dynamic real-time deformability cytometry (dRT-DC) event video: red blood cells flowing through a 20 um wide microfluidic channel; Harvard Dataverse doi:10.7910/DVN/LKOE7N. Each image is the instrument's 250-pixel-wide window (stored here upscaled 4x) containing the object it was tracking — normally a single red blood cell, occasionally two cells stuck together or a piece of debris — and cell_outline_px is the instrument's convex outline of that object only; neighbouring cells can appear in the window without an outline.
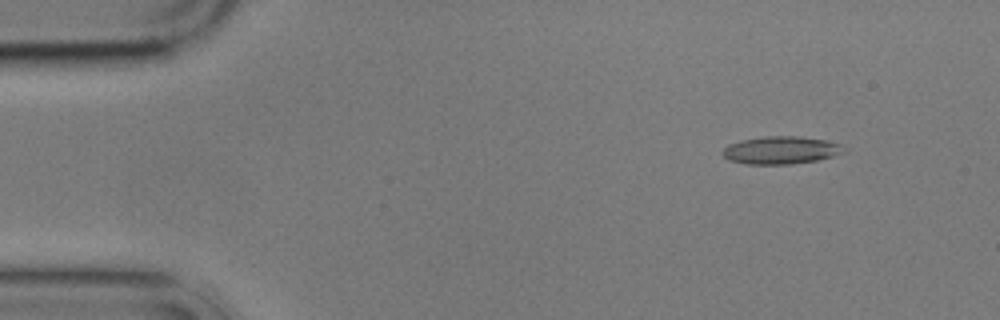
{"species": "common noctule bat (a hibernating species)", "species_latin": "Nyctalus noctula", "temperature_condition": "cold", "stored_images_in_passage": 5, "camera_frame_rate_fps": 3000, "um_per_image_px": 0.085, "animal": {"sex": "male", "body_mass_g": 17.9}, "frame": {"image": 1, "passage_image": 2, "time_ms": 1.0, "image_size_px": [1000, 320], "cell_outline_px": [[848, 152], [816, 160], [788, 164], [748, 164], [728, 160], [720, 152], [728, 144], [740, 140], [764, 136], [800, 136], [828, 140], [840, 144]], "centroid_in_image_um": [66.37, 12.75], "position_along_channel_um": 18.6, "area_um2": 19.71}}
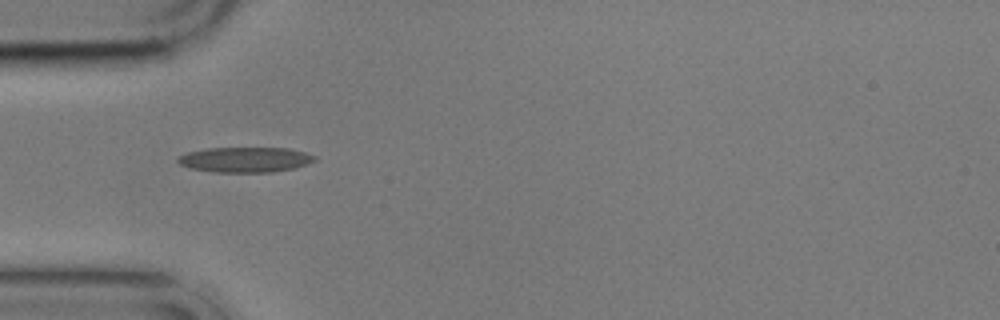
{"frame": {"image": 2, "passage_image": 5, "time_ms": 4.667, "image_size_px": [1000, 320], "cell_outline_px": [[316, 160], [308, 164], [296, 168], [272, 172], [216, 172], [192, 168], [180, 164], [176, 160], [180, 156], [188, 152], [208, 148], [288, 148], [304, 152], [316, 156]], "centroid_in_image_um": [20.89, 13.57], "position_along_channel_um": 64.1, "area_um2": 20.0}}